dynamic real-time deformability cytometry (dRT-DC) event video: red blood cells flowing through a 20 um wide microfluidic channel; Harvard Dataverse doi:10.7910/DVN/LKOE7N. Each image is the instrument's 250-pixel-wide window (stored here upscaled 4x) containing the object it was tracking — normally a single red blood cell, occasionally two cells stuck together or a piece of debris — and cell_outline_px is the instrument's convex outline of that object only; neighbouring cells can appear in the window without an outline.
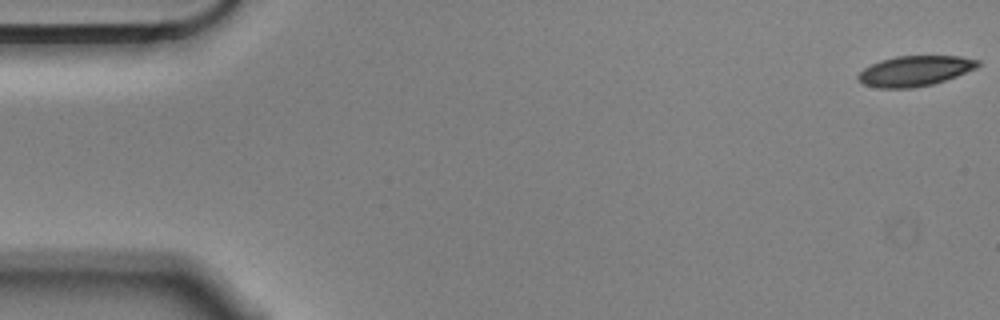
{"species": "Egyptian fruit bat (a non-hibernating species)", "species_latin": "Rousettus aegyptiacus", "temperature_condition": "cold", "stored_images_in_passage": 11, "camera_frame_rate_fps": 3000, "um_per_image_px": 0.085, "animal": {"sex": "male"}, "frame": {"image": 1, "passage_image": 1, "time_ms": 0.0, "image_size_px": [1000, 320], "cell_outline_px": [[980, 64], [976, 68], [956, 76], [932, 84], [912, 88], [880, 88], [864, 84], [856, 76], [864, 68], [880, 60], [896, 56], [960, 56], [980, 60]], "centroid_in_image_um": [77.77, 6.02], "position_along_channel_um": 7.2, "area_um2": 20.98}}